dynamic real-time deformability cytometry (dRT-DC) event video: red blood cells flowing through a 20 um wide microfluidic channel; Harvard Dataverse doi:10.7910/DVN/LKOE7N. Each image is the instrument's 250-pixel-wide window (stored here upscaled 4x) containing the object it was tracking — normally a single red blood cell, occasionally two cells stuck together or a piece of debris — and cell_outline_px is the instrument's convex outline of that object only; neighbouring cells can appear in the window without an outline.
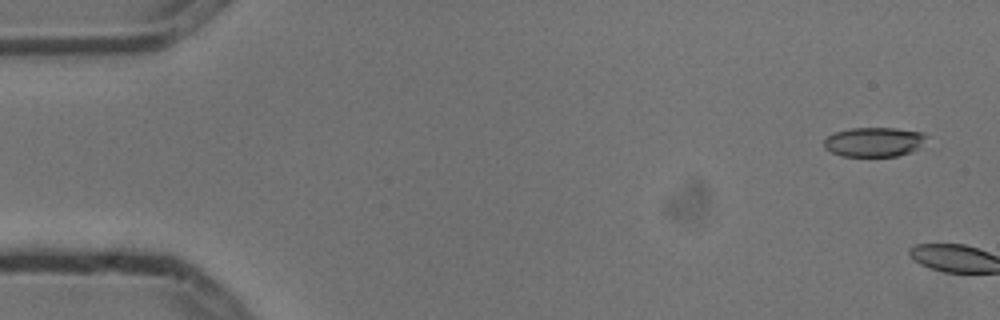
{"species": "common noctule bat (a hibernating species)", "species_latin": "Nyctalus noctula", "temperature_condition": "cold", "stored_images_in_passage": 2, "camera_frame_rate_fps": 3000, "um_per_image_px": 0.085, "animal": {"sex": "male", "body_mass_g": 13.3}, "frame": {"image": 1, "passage_image": 1, "time_ms": 0.0, "image_size_px": [1000, 320], "cell_outline_px": [[928, 136], [912, 152], [896, 156], [840, 156], [824, 148], [824, 140], [828, 136], [836, 132], [852, 128], [896, 128], [924, 132]], "centroid_in_image_um": [74.29, 12.06], "position_along_channel_um": 10.7, "area_um2": 17.51}}